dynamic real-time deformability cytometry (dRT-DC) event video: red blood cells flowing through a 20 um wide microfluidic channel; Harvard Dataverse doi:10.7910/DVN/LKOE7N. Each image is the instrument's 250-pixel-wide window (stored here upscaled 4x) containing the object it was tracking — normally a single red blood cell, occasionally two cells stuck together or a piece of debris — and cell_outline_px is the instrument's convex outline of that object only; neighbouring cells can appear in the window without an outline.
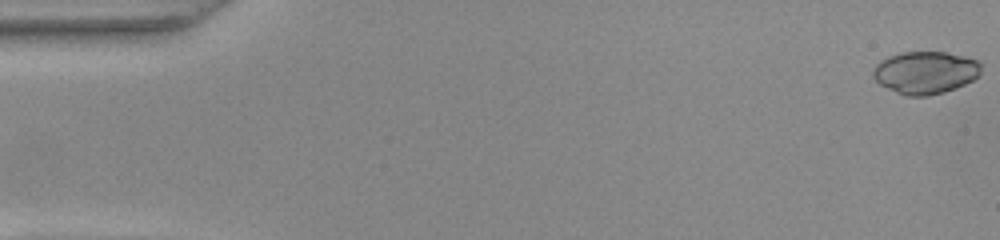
{"species": "common noctule bat (a hibernating species)", "species_latin": "Nyctalus noctula", "temperature_condition": "warm", "stored_images_in_passage": 51, "camera_frame_rate_fps": 3000, "um_per_image_px": 0.085, "animal": {"sex": "female", "body_mass_g": 22.0, "forearm_length_mm": 56.7}, "frame": {"image": 1, "passage_image": 1, "time_ms": 0.0, "image_size_px": [1000, 240], "cell_outline_px": [[980, 76], [956, 88], [944, 92], [928, 96], [904, 96], [880, 84], [872, 76], [872, 68], [880, 60], [888, 56], [900, 52], [948, 52], [964, 56], [976, 60], [980, 64]], "centroid_in_image_um": [78.63, 6.16], "position_along_channel_um": 6.4, "area_um2": 26.93}}
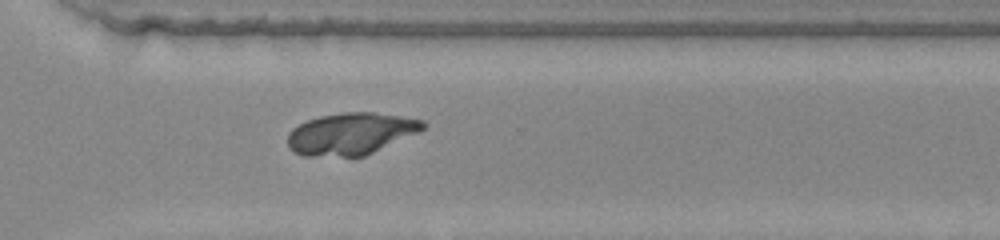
{"frame": {"image": 2, "passage_image": 37, "time_ms": 12.0, "image_size_px": [1000, 240], "cell_outline_px": [[428, 124], [420, 132], [364, 156], [304, 156], [292, 152], [288, 148], [288, 132], [292, 128], [308, 120], [320, 116], [344, 112], [376, 112], [424, 120]], "centroid_in_image_um": [29.83, 11.36], "position_along_channel_um": 340.8, "area_um2": 33.23}}
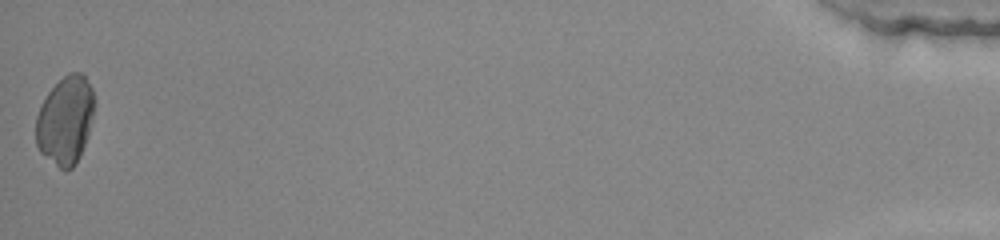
{"frame": {"image": 3, "passage_image": 51, "time_ms": 16.667, "image_size_px": [1000, 240], "cell_outline_px": [[96, 104], [88, 136], [80, 156], [72, 168], [64, 172], [40, 152], [36, 144], [36, 116], [40, 104], [48, 92], [68, 72], [84, 72], [92, 88]], "centroid_in_image_um": [5.57, 10.21], "position_along_channel_um": 429.6, "area_um2": 30.52}}